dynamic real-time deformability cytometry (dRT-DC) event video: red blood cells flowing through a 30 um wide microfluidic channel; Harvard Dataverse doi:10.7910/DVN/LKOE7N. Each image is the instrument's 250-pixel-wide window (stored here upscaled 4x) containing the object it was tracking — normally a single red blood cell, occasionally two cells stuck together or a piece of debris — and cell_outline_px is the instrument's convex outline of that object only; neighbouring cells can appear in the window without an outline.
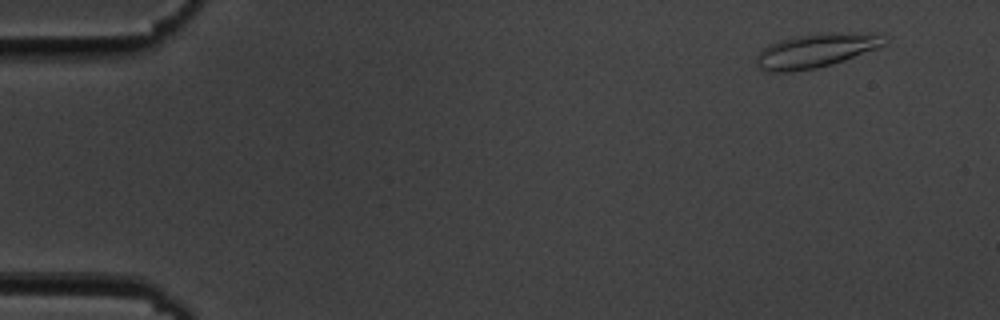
{"species": "common noctule bat (a hibernating species)", "species_latin": "Nyctalus noctula", "temperature_condition": "cold", "stored_images_in_passage": 54, "camera_frame_rate_fps": 3000, "um_per_image_px": 0.085, "animal": {"sex": "male", "body_mass_g": 19.5, "forearm_length_mm": 54.6}, "frame": {"image": 1, "passage_image": 2, "time_ms": 0.333, "image_size_px": [1000, 320], "cell_outline_px": [[888, 40], [884, 44], [876, 48], [844, 60], [816, 68], [792, 72], [760, 72], [756, 64], [756, 56], [768, 44], [780, 40], [796, 36], [820, 32], [872, 32]], "centroid_in_image_um": [69.29, 4.3], "position_along_channel_um": 15.7, "area_um2": 25.61}}
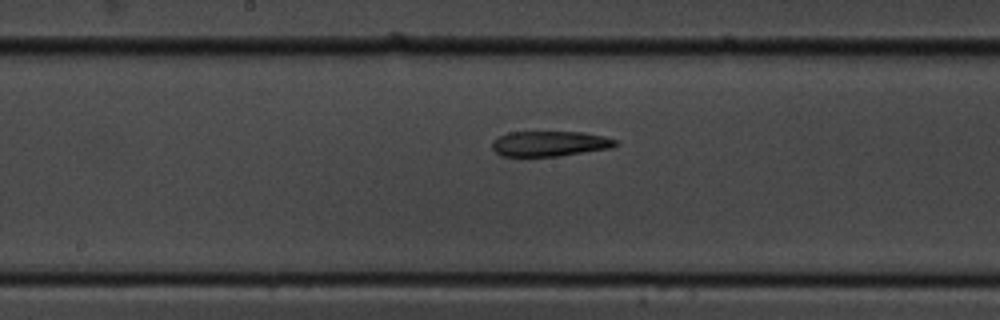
{"frame": {"image": 2, "passage_image": 27, "time_ms": 8.667, "image_size_px": [1000, 320], "cell_outline_px": [[616, 144], [612, 148], [560, 156], [500, 156], [492, 148], [492, 140], [508, 132], [584, 132], [604, 136], [616, 140]], "centroid_in_image_um": [46.71, 12.21], "position_along_channel_um": 201.5, "area_um2": 18.21}}
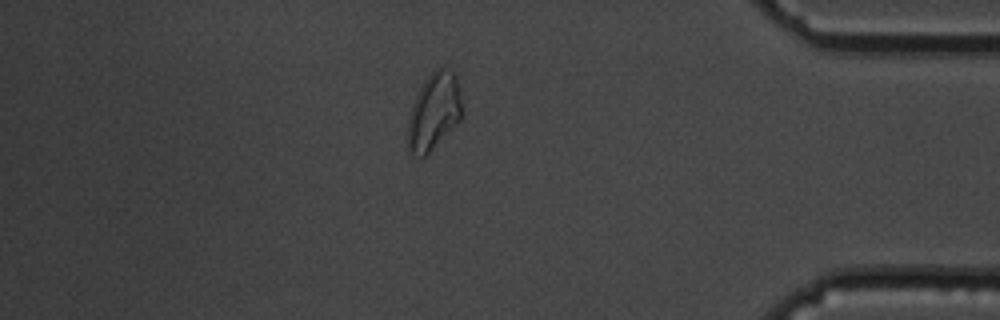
{"frame": {"image": 3, "passage_image": 46, "time_ms": 15.0, "image_size_px": [1000, 320], "cell_outline_px": [[460, 120], [424, 156], [420, 156], [412, 152], [408, 148], [408, 120], [412, 104], [424, 80], [436, 68], [444, 68], [452, 72], [456, 76], [460, 96]], "centroid_in_image_um": [36.86, 9.45], "position_along_channel_um": 398.3, "area_um2": 23.41}}